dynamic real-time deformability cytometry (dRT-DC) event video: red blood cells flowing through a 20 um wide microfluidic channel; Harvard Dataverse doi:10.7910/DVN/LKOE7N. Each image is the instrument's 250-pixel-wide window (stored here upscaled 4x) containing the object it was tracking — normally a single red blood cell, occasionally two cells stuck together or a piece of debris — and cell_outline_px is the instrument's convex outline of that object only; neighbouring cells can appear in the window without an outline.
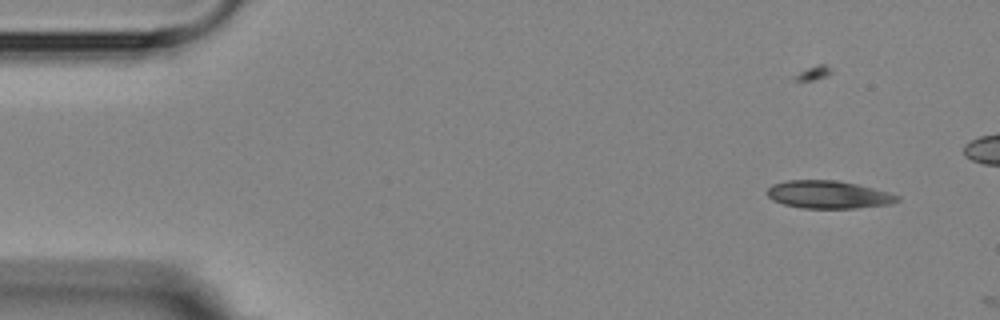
{"species": "Egyptian fruit bat (a non-hibernating species)", "species_latin": "Rousettus aegyptiacus", "temperature_condition": "room temperature", "stored_images_in_passage": 3, "camera_frame_rate_fps": 3000, "um_per_image_px": 0.085, "animal": {"sex": "female"}, "frame": {"image": 1, "passage_image": 2, "time_ms": 2.0, "image_size_px": [1000, 320], "cell_outline_px": [[900, 200], [892, 204], [856, 208], [800, 208], [784, 204], [772, 200], [768, 196], [768, 188], [772, 184], [788, 180], [836, 180], [856, 184], [888, 192], [900, 196]], "centroid_in_image_um": [70.42, 16.54], "position_along_channel_um": 14.6, "area_um2": 21.04}}